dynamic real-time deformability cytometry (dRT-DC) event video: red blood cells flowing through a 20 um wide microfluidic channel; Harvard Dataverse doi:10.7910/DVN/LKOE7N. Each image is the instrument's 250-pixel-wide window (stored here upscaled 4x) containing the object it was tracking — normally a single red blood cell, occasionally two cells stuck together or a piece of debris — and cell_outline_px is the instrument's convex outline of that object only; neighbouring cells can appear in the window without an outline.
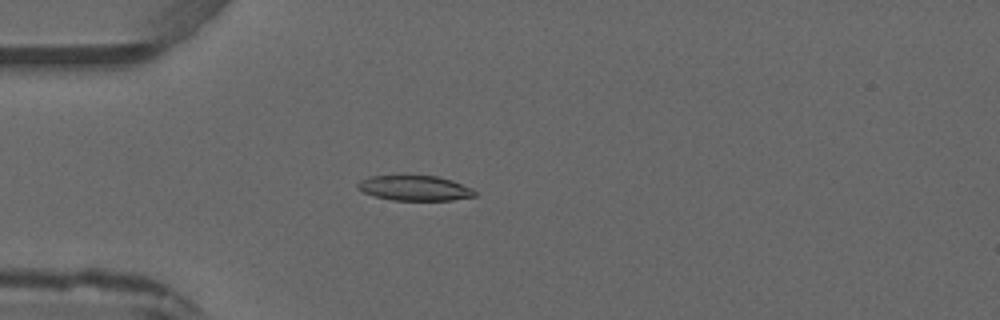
{"species": "common noctule bat (a hibernating species)", "species_latin": "Nyctalus noctula", "temperature_condition": "warm", "stored_images_in_passage": 3, "camera_frame_rate_fps": 3000, "um_per_image_px": 0.085, "animal": {"sex": "male", "forearm_length_mm": 52.5}, "frame": {"image": 1, "passage_image": 3, "time_ms": 3.667, "image_size_px": [1000, 320], "cell_outline_px": [[476, 196], [452, 200], [392, 200], [376, 196], [364, 192], [356, 188], [356, 184], [360, 180], [368, 176], [392, 172], [436, 176], [452, 180], [472, 188], [476, 192]], "centroid_in_image_um": [35.17, 15.92], "position_along_channel_um": 49.8, "area_um2": 18.03}}